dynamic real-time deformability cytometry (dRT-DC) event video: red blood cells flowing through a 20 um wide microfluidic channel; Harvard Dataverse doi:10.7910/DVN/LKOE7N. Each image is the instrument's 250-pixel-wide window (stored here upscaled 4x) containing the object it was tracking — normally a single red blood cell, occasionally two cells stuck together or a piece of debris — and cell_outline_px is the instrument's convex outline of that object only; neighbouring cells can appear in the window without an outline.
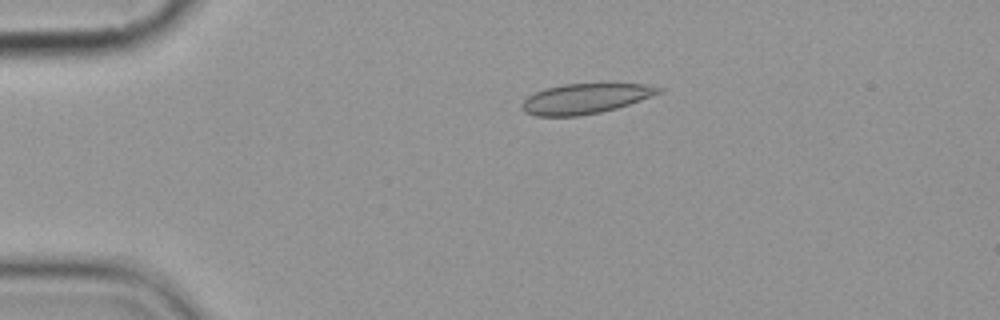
{"species": "common noctule bat (a hibernating species)", "species_latin": "Nyctalus noctula", "temperature_condition": "cold", "stored_images_in_passage": 7, "camera_frame_rate_fps": 3000, "um_per_image_px": 0.085, "animal": {"sex": "female", "body_mass_g": 19.9}, "frame": {"image": 1, "passage_image": 4, "time_ms": 3.667, "image_size_px": [1000, 320], "cell_outline_px": [[664, 92], [616, 108], [600, 112], [580, 116], [536, 116], [524, 112], [520, 108], [520, 104], [528, 96], [544, 88], [564, 84], [648, 84], [664, 88]], "centroid_in_image_um": [49.74, 8.38], "position_along_channel_um": 35.3, "area_um2": 24.04}}
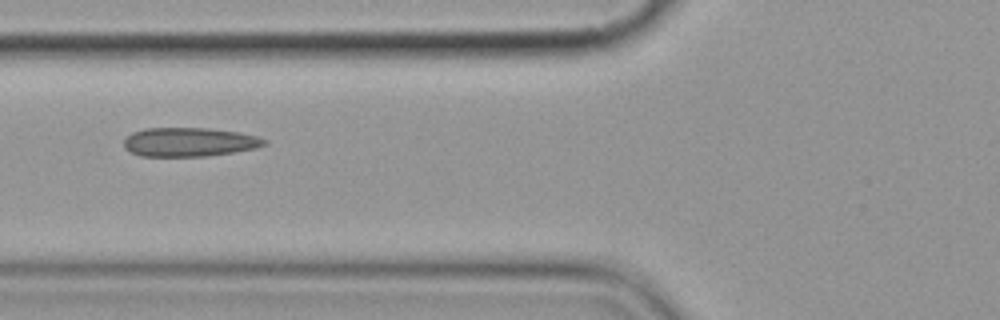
{"frame": {"image": 2, "passage_image": 7, "time_ms": 7.0, "image_size_px": [1000, 320], "cell_outline_px": [[268, 144], [256, 148], [208, 156], [140, 156], [124, 148], [124, 140], [132, 132], [144, 128], [208, 128], [240, 132], [256, 136], [268, 140]], "centroid_in_image_um": [16.1, 12.07], "position_along_channel_um": 109.7, "area_um2": 23.76}}